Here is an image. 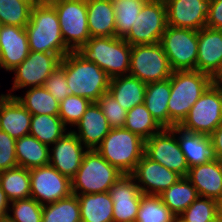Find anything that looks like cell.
<instances>
[{
	"label": "cell",
	"mask_w": 222,
	"mask_h": 222,
	"mask_svg": "<svg viewBox=\"0 0 222 222\" xmlns=\"http://www.w3.org/2000/svg\"><path fill=\"white\" fill-rule=\"evenodd\" d=\"M43 87L58 101H63L67 96L72 95V90L67 85L65 70L60 65L46 79Z\"/></svg>",
	"instance_id": "7bdbcfd3"
},
{
	"label": "cell",
	"mask_w": 222,
	"mask_h": 222,
	"mask_svg": "<svg viewBox=\"0 0 222 222\" xmlns=\"http://www.w3.org/2000/svg\"><path fill=\"white\" fill-rule=\"evenodd\" d=\"M179 216L186 222H213L217 219V201L199 196Z\"/></svg>",
	"instance_id": "f35d334b"
},
{
	"label": "cell",
	"mask_w": 222,
	"mask_h": 222,
	"mask_svg": "<svg viewBox=\"0 0 222 222\" xmlns=\"http://www.w3.org/2000/svg\"><path fill=\"white\" fill-rule=\"evenodd\" d=\"M167 27L164 1L147 0L129 33L123 38L131 46L160 43Z\"/></svg>",
	"instance_id": "8fae6325"
},
{
	"label": "cell",
	"mask_w": 222,
	"mask_h": 222,
	"mask_svg": "<svg viewBox=\"0 0 222 222\" xmlns=\"http://www.w3.org/2000/svg\"><path fill=\"white\" fill-rule=\"evenodd\" d=\"M222 124V82L214 81L178 126L190 133L210 135Z\"/></svg>",
	"instance_id": "52a82bcc"
},
{
	"label": "cell",
	"mask_w": 222,
	"mask_h": 222,
	"mask_svg": "<svg viewBox=\"0 0 222 222\" xmlns=\"http://www.w3.org/2000/svg\"><path fill=\"white\" fill-rule=\"evenodd\" d=\"M75 126H78L79 133L72 132L87 150L96 149L112 129L96 102L89 105Z\"/></svg>",
	"instance_id": "603a6c76"
},
{
	"label": "cell",
	"mask_w": 222,
	"mask_h": 222,
	"mask_svg": "<svg viewBox=\"0 0 222 222\" xmlns=\"http://www.w3.org/2000/svg\"><path fill=\"white\" fill-rule=\"evenodd\" d=\"M175 134H179L178 142L189 168L217 160L210 136L190 133L175 126Z\"/></svg>",
	"instance_id": "cb8c5ba5"
},
{
	"label": "cell",
	"mask_w": 222,
	"mask_h": 222,
	"mask_svg": "<svg viewBox=\"0 0 222 222\" xmlns=\"http://www.w3.org/2000/svg\"><path fill=\"white\" fill-rule=\"evenodd\" d=\"M0 185L12 202L30 197V173L23 167H16L0 172Z\"/></svg>",
	"instance_id": "1f68e13d"
},
{
	"label": "cell",
	"mask_w": 222,
	"mask_h": 222,
	"mask_svg": "<svg viewBox=\"0 0 222 222\" xmlns=\"http://www.w3.org/2000/svg\"><path fill=\"white\" fill-rule=\"evenodd\" d=\"M172 72L168 57L160 43L131 46L128 75L149 84L169 79Z\"/></svg>",
	"instance_id": "30bf717a"
},
{
	"label": "cell",
	"mask_w": 222,
	"mask_h": 222,
	"mask_svg": "<svg viewBox=\"0 0 222 222\" xmlns=\"http://www.w3.org/2000/svg\"><path fill=\"white\" fill-rule=\"evenodd\" d=\"M25 29L30 51L58 54L61 58L71 52L63 40L57 12L49 2L32 7Z\"/></svg>",
	"instance_id": "6da1fadb"
},
{
	"label": "cell",
	"mask_w": 222,
	"mask_h": 222,
	"mask_svg": "<svg viewBox=\"0 0 222 222\" xmlns=\"http://www.w3.org/2000/svg\"><path fill=\"white\" fill-rule=\"evenodd\" d=\"M217 219L222 221V199L217 201Z\"/></svg>",
	"instance_id": "c3c4849f"
},
{
	"label": "cell",
	"mask_w": 222,
	"mask_h": 222,
	"mask_svg": "<svg viewBox=\"0 0 222 222\" xmlns=\"http://www.w3.org/2000/svg\"><path fill=\"white\" fill-rule=\"evenodd\" d=\"M30 197L44 205L53 203L72 194L71 179L62 175L51 165L29 170Z\"/></svg>",
	"instance_id": "4fadbf2b"
},
{
	"label": "cell",
	"mask_w": 222,
	"mask_h": 222,
	"mask_svg": "<svg viewBox=\"0 0 222 222\" xmlns=\"http://www.w3.org/2000/svg\"><path fill=\"white\" fill-rule=\"evenodd\" d=\"M40 2H51L53 0H39Z\"/></svg>",
	"instance_id": "816d5d0a"
},
{
	"label": "cell",
	"mask_w": 222,
	"mask_h": 222,
	"mask_svg": "<svg viewBox=\"0 0 222 222\" xmlns=\"http://www.w3.org/2000/svg\"><path fill=\"white\" fill-rule=\"evenodd\" d=\"M42 222H81L80 204L75 194L43 205Z\"/></svg>",
	"instance_id": "d6a6232c"
},
{
	"label": "cell",
	"mask_w": 222,
	"mask_h": 222,
	"mask_svg": "<svg viewBox=\"0 0 222 222\" xmlns=\"http://www.w3.org/2000/svg\"><path fill=\"white\" fill-rule=\"evenodd\" d=\"M32 6L20 0H0V23L26 27L31 16Z\"/></svg>",
	"instance_id": "74e56055"
},
{
	"label": "cell",
	"mask_w": 222,
	"mask_h": 222,
	"mask_svg": "<svg viewBox=\"0 0 222 222\" xmlns=\"http://www.w3.org/2000/svg\"><path fill=\"white\" fill-rule=\"evenodd\" d=\"M196 70L222 82V30L205 26L198 31Z\"/></svg>",
	"instance_id": "9a60e30c"
},
{
	"label": "cell",
	"mask_w": 222,
	"mask_h": 222,
	"mask_svg": "<svg viewBox=\"0 0 222 222\" xmlns=\"http://www.w3.org/2000/svg\"><path fill=\"white\" fill-rule=\"evenodd\" d=\"M112 0H87V23L91 37L116 36Z\"/></svg>",
	"instance_id": "d4e9b609"
},
{
	"label": "cell",
	"mask_w": 222,
	"mask_h": 222,
	"mask_svg": "<svg viewBox=\"0 0 222 222\" xmlns=\"http://www.w3.org/2000/svg\"><path fill=\"white\" fill-rule=\"evenodd\" d=\"M200 197L222 199V161H209L189 168L186 176Z\"/></svg>",
	"instance_id": "7402d4cb"
},
{
	"label": "cell",
	"mask_w": 222,
	"mask_h": 222,
	"mask_svg": "<svg viewBox=\"0 0 222 222\" xmlns=\"http://www.w3.org/2000/svg\"><path fill=\"white\" fill-rule=\"evenodd\" d=\"M173 222H186V221L183 220L180 216H175Z\"/></svg>",
	"instance_id": "f907efd6"
},
{
	"label": "cell",
	"mask_w": 222,
	"mask_h": 222,
	"mask_svg": "<svg viewBox=\"0 0 222 222\" xmlns=\"http://www.w3.org/2000/svg\"><path fill=\"white\" fill-rule=\"evenodd\" d=\"M92 102L84 97L70 95L59 103L58 116L64 125H76Z\"/></svg>",
	"instance_id": "60d3db41"
},
{
	"label": "cell",
	"mask_w": 222,
	"mask_h": 222,
	"mask_svg": "<svg viewBox=\"0 0 222 222\" xmlns=\"http://www.w3.org/2000/svg\"><path fill=\"white\" fill-rule=\"evenodd\" d=\"M81 222H113V201L108 192L77 195Z\"/></svg>",
	"instance_id": "83f0119b"
},
{
	"label": "cell",
	"mask_w": 222,
	"mask_h": 222,
	"mask_svg": "<svg viewBox=\"0 0 222 222\" xmlns=\"http://www.w3.org/2000/svg\"><path fill=\"white\" fill-rule=\"evenodd\" d=\"M23 2H27L28 4H30L32 7L35 6L36 4H39L40 1L39 0H20Z\"/></svg>",
	"instance_id": "681fc988"
},
{
	"label": "cell",
	"mask_w": 222,
	"mask_h": 222,
	"mask_svg": "<svg viewBox=\"0 0 222 222\" xmlns=\"http://www.w3.org/2000/svg\"><path fill=\"white\" fill-rule=\"evenodd\" d=\"M214 82L197 70H176L170 77L171 93L168 101L169 128L179 126L191 107Z\"/></svg>",
	"instance_id": "7a4b0ae2"
},
{
	"label": "cell",
	"mask_w": 222,
	"mask_h": 222,
	"mask_svg": "<svg viewBox=\"0 0 222 222\" xmlns=\"http://www.w3.org/2000/svg\"><path fill=\"white\" fill-rule=\"evenodd\" d=\"M53 145V155H49V165L53 166L62 175L72 179L82 164L83 157L87 152L83 150L78 137L69 131Z\"/></svg>",
	"instance_id": "d6986e66"
},
{
	"label": "cell",
	"mask_w": 222,
	"mask_h": 222,
	"mask_svg": "<svg viewBox=\"0 0 222 222\" xmlns=\"http://www.w3.org/2000/svg\"><path fill=\"white\" fill-rule=\"evenodd\" d=\"M159 196L170 211L179 216L199 197V194L187 177H181Z\"/></svg>",
	"instance_id": "f546056e"
},
{
	"label": "cell",
	"mask_w": 222,
	"mask_h": 222,
	"mask_svg": "<svg viewBox=\"0 0 222 222\" xmlns=\"http://www.w3.org/2000/svg\"><path fill=\"white\" fill-rule=\"evenodd\" d=\"M61 59L58 54L30 51L28 57L11 70L16 75L12 90L43 86L46 79L60 66Z\"/></svg>",
	"instance_id": "5bb4252c"
},
{
	"label": "cell",
	"mask_w": 222,
	"mask_h": 222,
	"mask_svg": "<svg viewBox=\"0 0 222 222\" xmlns=\"http://www.w3.org/2000/svg\"><path fill=\"white\" fill-rule=\"evenodd\" d=\"M65 70L67 85L72 95L96 102L108 92L110 77L97 64L86 61L76 51L67 53L60 62Z\"/></svg>",
	"instance_id": "3957f363"
},
{
	"label": "cell",
	"mask_w": 222,
	"mask_h": 222,
	"mask_svg": "<svg viewBox=\"0 0 222 222\" xmlns=\"http://www.w3.org/2000/svg\"><path fill=\"white\" fill-rule=\"evenodd\" d=\"M76 52L97 64L110 78L128 75L130 70L131 45L123 38L90 37Z\"/></svg>",
	"instance_id": "277c9868"
},
{
	"label": "cell",
	"mask_w": 222,
	"mask_h": 222,
	"mask_svg": "<svg viewBox=\"0 0 222 222\" xmlns=\"http://www.w3.org/2000/svg\"><path fill=\"white\" fill-rule=\"evenodd\" d=\"M16 140L0 130V172L18 167Z\"/></svg>",
	"instance_id": "ee69618b"
},
{
	"label": "cell",
	"mask_w": 222,
	"mask_h": 222,
	"mask_svg": "<svg viewBox=\"0 0 222 222\" xmlns=\"http://www.w3.org/2000/svg\"><path fill=\"white\" fill-rule=\"evenodd\" d=\"M131 174L122 175L108 193L113 201V222L136 220L142 192Z\"/></svg>",
	"instance_id": "e0dca14e"
},
{
	"label": "cell",
	"mask_w": 222,
	"mask_h": 222,
	"mask_svg": "<svg viewBox=\"0 0 222 222\" xmlns=\"http://www.w3.org/2000/svg\"><path fill=\"white\" fill-rule=\"evenodd\" d=\"M167 25L199 31L206 26L211 0H165Z\"/></svg>",
	"instance_id": "2e32d148"
},
{
	"label": "cell",
	"mask_w": 222,
	"mask_h": 222,
	"mask_svg": "<svg viewBox=\"0 0 222 222\" xmlns=\"http://www.w3.org/2000/svg\"><path fill=\"white\" fill-rule=\"evenodd\" d=\"M174 217L159 195L142 194L136 222H173Z\"/></svg>",
	"instance_id": "8d00e7d4"
},
{
	"label": "cell",
	"mask_w": 222,
	"mask_h": 222,
	"mask_svg": "<svg viewBox=\"0 0 222 222\" xmlns=\"http://www.w3.org/2000/svg\"><path fill=\"white\" fill-rule=\"evenodd\" d=\"M63 40L71 51H77L91 37L87 23V0H53Z\"/></svg>",
	"instance_id": "ba28073f"
},
{
	"label": "cell",
	"mask_w": 222,
	"mask_h": 222,
	"mask_svg": "<svg viewBox=\"0 0 222 222\" xmlns=\"http://www.w3.org/2000/svg\"><path fill=\"white\" fill-rule=\"evenodd\" d=\"M30 53L25 27L1 25L0 67L8 71L20 65Z\"/></svg>",
	"instance_id": "ffe728a7"
},
{
	"label": "cell",
	"mask_w": 222,
	"mask_h": 222,
	"mask_svg": "<svg viewBox=\"0 0 222 222\" xmlns=\"http://www.w3.org/2000/svg\"><path fill=\"white\" fill-rule=\"evenodd\" d=\"M175 136V127L163 128L145 140L144 154L181 177H186L189 166Z\"/></svg>",
	"instance_id": "7c38bea8"
},
{
	"label": "cell",
	"mask_w": 222,
	"mask_h": 222,
	"mask_svg": "<svg viewBox=\"0 0 222 222\" xmlns=\"http://www.w3.org/2000/svg\"><path fill=\"white\" fill-rule=\"evenodd\" d=\"M209 136L215 149L217 159L222 161V124L219 125Z\"/></svg>",
	"instance_id": "bcb514c9"
},
{
	"label": "cell",
	"mask_w": 222,
	"mask_h": 222,
	"mask_svg": "<svg viewBox=\"0 0 222 222\" xmlns=\"http://www.w3.org/2000/svg\"><path fill=\"white\" fill-rule=\"evenodd\" d=\"M13 216L7 215L10 222H42L43 205L29 197L12 201Z\"/></svg>",
	"instance_id": "ab89813d"
},
{
	"label": "cell",
	"mask_w": 222,
	"mask_h": 222,
	"mask_svg": "<svg viewBox=\"0 0 222 222\" xmlns=\"http://www.w3.org/2000/svg\"><path fill=\"white\" fill-rule=\"evenodd\" d=\"M147 0H112L115 11L116 37L124 38L132 28Z\"/></svg>",
	"instance_id": "d590c367"
},
{
	"label": "cell",
	"mask_w": 222,
	"mask_h": 222,
	"mask_svg": "<svg viewBox=\"0 0 222 222\" xmlns=\"http://www.w3.org/2000/svg\"><path fill=\"white\" fill-rule=\"evenodd\" d=\"M96 103L105 115L111 128L124 127L128 111L109 92L104 93Z\"/></svg>",
	"instance_id": "b9f144b4"
},
{
	"label": "cell",
	"mask_w": 222,
	"mask_h": 222,
	"mask_svg": "<svg viewBox=\"0 0 222 222\" xmlns=\"http://www.w3.org/2000/svg\"><path fill=\"white\" fill-rule=\"evenodd\" d=\"M11 202L0 185V222L7 219L8 209Z\"/></svg>",
	"instance_id": "7dc6e473"
},
{
	"label": "cell",
	"mask_w": 222,
	"mask_h": 222,
	"mask_svg": "<svg viewBox=\"0 0 222 222\" xmlns=\"http://www.w3.org/2000/svg\"><path fill=\"white\" fill-rule=\"evenodd\" d=\"M32 114L11 94L0 96V130L15 140L29 135Z\"/></svg>",
	"instance_id": "44dd1931"
},
{
	"label": "cell",
	"mask_w": 222,
	"mask_h": 222,
	"mask_svg": "<svg viewBox=\"0 0 222 222\" xmlns=\"http://www.w3.org/2000/svg\"><path fill=\"white\" fill-rule=\"evenodd\" d=\"M131 175L135 180L144 184L142 186L141 184L137 185L143 194L148 195H160L181 178L179 174L158 162L152 161L145 154L138 161Z\"/></svg>",
	"instance_id": "ac0fdd59"
},
{
	"label": "cell",
	"mask_w": 222,
	"mask_h": 222,
	"mask_svg": "<svg viewBox=\"0 0 222 222\" xmlns=\"http://www.w3.org/2000/svg\"><path fill=\"white\" fill-rule=\"evenodd\" d=\"M160 45L170 67L176 70H196L198 31L189 28H176L167 25Z\"/></svg>",
	"instance_id": "9c48e42d"
},
{
	"label": "cell",
	"mask_w": 222,
	"mask_h": 222,
	"mask_svg": "<svg viewBox=\"0 0 222 222\" xmlns=\"http://www.w3.org/2000/svg\"><path fill=\"white\" fill-rule=\"evenodd\" d=\"M124 127L143 140L151 138L163 129L147 110L144 103L134 106L127 112Z\"/></svg>",
	"instance_id": "e575fe53"
},
{
	"label": "cell",
	"mask_w": 222,
	"mask_h": 222,
	"mask_svg": "<svg viewBox=\"0 0 222 222\" xmlns=\"http://www.w3.org/2000/svg\"><path fill=\"white\" fill-rule=\"evenodd\" d=\"M16 159L19 167L28 170L49 165V146L34 136L26 135L16 140Z\"/></svg>",
	"instance_id": "f1b7e54d"
},
{
	"label": "cell",
	"mask_w": 222,
	"mask_h": 222,
	"mask_svg": "<svg viewBox=\"0 0 222 222\" xmlns=\"http://www.w3.org/2000/svg\"><path fill=\"white\" fill-rule=\"evenodd\" d=\"M66 129L58 115H32L29 135L49 146L62 138Z\"/></svg>",
	"instance_id": "4dcf8cb0"
},
{
	"label": "cell",
	"mask_w": 222,
	"mask_h": 222,
	"mask_svg": "<svg viewBox=\"0 0 222 222\" xmlns=\"http://www.w3.org/2000/svg\"><path fill=\"white\" fill-rule=\"evenodd\" d=\"M145 91L146 84L130 75L111 78L108 89L112 97L127 111L144 103Z\"/></svg>",
	"instance_id": "484cf974"
},
{
	"label": "cell",
	"mask_w": 222,
	"mask_h": 222,
	"mask_svg": "<svg viewBox=\"0 0 222 222\" xmlns=\"http://www.w3.org/2000/svg\"><path fill=\"white\" fill-rule=\"evenodd\" d=\"M213 222H222V221H220V220L216 219V220H215V221H213Z\"/></svg>",
	"instance_id": "f5cc1de1"
},
{
	"label": "cell",
	"mask_w": 222,
	"mask_h": 222,
	"mask_svg": "<svg viewBox=\"0 0 222 222\" xmlns=\"http://www.w3.org/2000/svg\"><path fill=\"white\" fill-rule=\"evenodd\" d=\"M206 27L222 30V0H211Z\"/></svg>",
	"instance_id": "f6af8a7d"
},
{
	"label": "cell",
	"mask_w": 222,
	"mask_h": 222,
	"mask_svg": "<svg viewBox=\"0 0 222 222\" xmlns=\"http://www.w3.org/2000/svg\"><path fill=\"white\" fill-rule=\"evenodd\" d=\"M96 151L123 174H132L145 151V140L125 127L112 128Z\"/></svg>",
	"instance_id": "5b68a950"
},
{
	"label": "cell",
	"mask_w": 222,
	"mask_h": 222,
	"mask_svg": "<svg viewBox=\"0 0 222 222\" xmlns=\"http://www.w3.org/2000/svg\"><path fill=\"white\" fill-rule=\"evenodd\" d=\"M32 115H58L59 103L43 86L30 88L23 97L14 96Z\"/></svg>",
	"instance_id": "836d02e7"
},
{
	"label": "cell",
	"mask_w": 222,
	"mask_h": 222,
	"mask_svg": "<svg viewBox=\"0 0 222 222\" xmlns=\"http://www.w3.org/2000/svg\"><path fill=\"white\" fill-rule=\"evenodd\" d=\"M170 78L146 84L144 104L162 128H169Z\"/></svg>",
	"instance_id": "4316f807"
},
{
	"label": "cell",
	"mask_w": 222,
	"mask_h": 222,
	"mask_svg": "<svg viewBox=\"0 0 222 222\" xmlns=\"http://www.w3.org/2000/svg\"><path fill=\"white\" fill-rule=\"evenodd\" d=\"M122 175L124 174L110 165L96 149L87 150L79 170L71 179L72 193L82 195L108 192Z\"/></svg>",
	"instance_id": "8992f818"
}]
</instances>
